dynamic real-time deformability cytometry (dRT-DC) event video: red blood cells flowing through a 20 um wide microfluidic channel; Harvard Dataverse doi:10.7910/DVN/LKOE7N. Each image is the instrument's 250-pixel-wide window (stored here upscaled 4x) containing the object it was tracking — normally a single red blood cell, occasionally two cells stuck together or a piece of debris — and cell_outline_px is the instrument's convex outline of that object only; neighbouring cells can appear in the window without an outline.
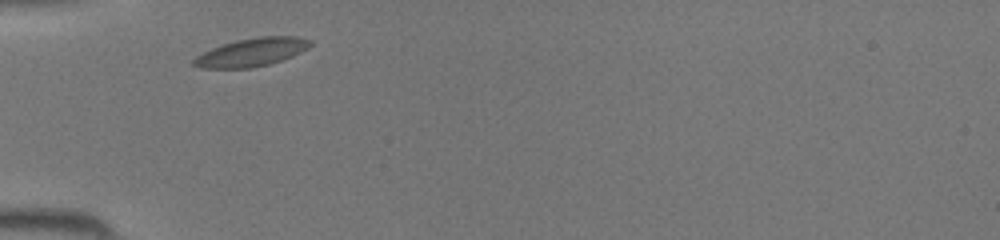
{"species": "common noctule bat (a hibernating species)", "species_latin": "Nyctalus noctula", "temperature_condition": "room temperature", "stored_images_in_passage": 25, "camera_frame_rate_fps": 3000, "um_per_image_px": 0.085, "animal": {"sex": "female", "body_mass_g": 19.5, "forearm_length_mm": 54.1}, "frame": {"image": 1, "passage_image": 1, "time_ms": 0.0, "image_size_px": [1000, 240], "cell_outline_px": [[312, 44], [308, 48], [292, 56], [268, 64], [252, 68], [200, 68], [192, 64], [192, 60], [196, 56], [212, 48], [236, 40], [260, 36], [300, 36], [312, 40]], "centroid_in_image_um": [21.41, 4.43], "position_along_channel_um": 63.6, "area_um2": 19.13}}
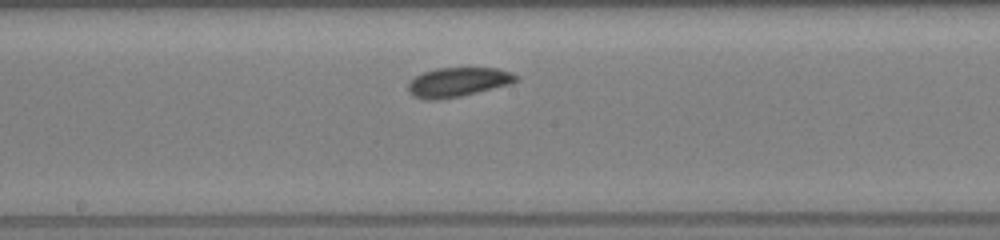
{"frame": {"image": 2, "passage_image": 11, "time_ms": 3.333, "image_size_px": [1000, 240], "cell_outline_px": [[520, 80], [512, 84], [460, 96], [440, 100], [424, 100], [412, 96], [408, 92], [408, 84], [416, 76], [424, 72], [436, 68], [500, 68], [512, 72], [520, 76]], "centroid_in_image_um": [38.97, 6.98], "position_along_channel_um": 209.2, "area_um2": 18.73}}
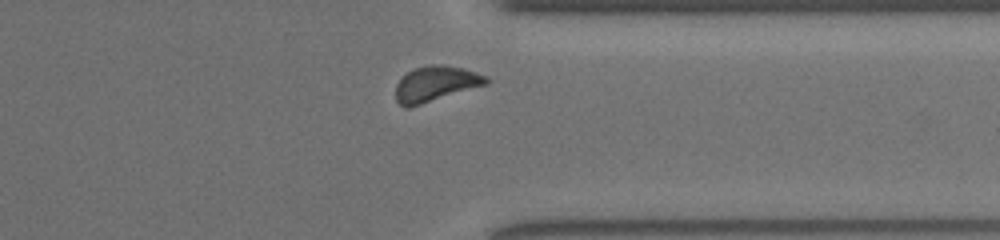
{"frame": {"image": 3, "passage_image": 22, "time_ms": 7.0, "image_size_px": [1000, 240], "cell_outline_px": [[492, 80], [488, 84], [408, 108], [404, 108], [396, 100], [396, 84], [408, 72], [416, 68], [432, 64], [444, 64], [464, 68], [488, 76]], "centroid_in_image_um": [37.08, 7.12], "position_along_channel_um": 374.3, "area_um2": 18.73}}